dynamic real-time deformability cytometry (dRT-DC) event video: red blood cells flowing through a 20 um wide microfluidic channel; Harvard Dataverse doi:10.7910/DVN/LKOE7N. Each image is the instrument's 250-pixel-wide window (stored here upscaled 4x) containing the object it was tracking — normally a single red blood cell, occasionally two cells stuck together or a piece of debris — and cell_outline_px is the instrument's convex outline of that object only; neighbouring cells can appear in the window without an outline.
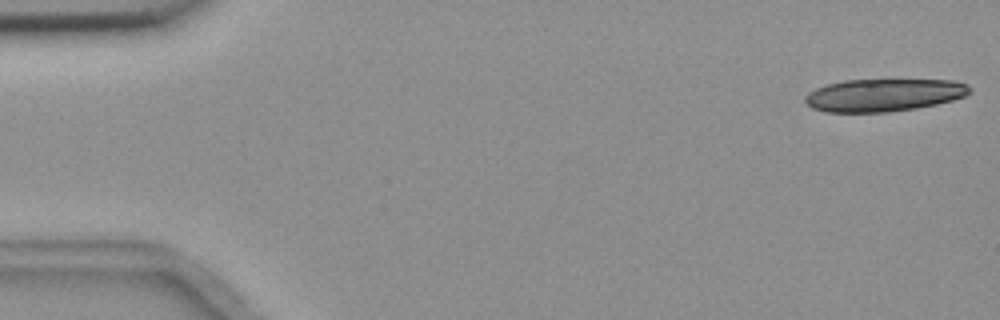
{"species": "common noctule bat (a hibernating species)", "species_latin": "Nyctalus noctula", "temperature_condition": "room temperature", "stored_images_in_passage": 5, "camera_frame_rate_fps": 3000, "um_per_image_px": 0.085, "animal": {"sex": "female", "body_mass_g": 18.4}, "frame": {"image": 1, "passage_image": 1, "time_ms": 0.0, "image_size_px": [1000, 320], "cell_outline_px": [[972, 92], [964, 96], [952, 100], [936, 104], [916, 108], [888, 112], [824, 112], [812, 108], [804, 104], [804, 96], [808, 92], [816, 88], [828, 84], [844, 80], [952, 80], [968, 84], [972, 88]], "centroid_in_image_um": [75.1, 8.08], "position_along_channel_um": 9.9, "area_um2": 31.5}}